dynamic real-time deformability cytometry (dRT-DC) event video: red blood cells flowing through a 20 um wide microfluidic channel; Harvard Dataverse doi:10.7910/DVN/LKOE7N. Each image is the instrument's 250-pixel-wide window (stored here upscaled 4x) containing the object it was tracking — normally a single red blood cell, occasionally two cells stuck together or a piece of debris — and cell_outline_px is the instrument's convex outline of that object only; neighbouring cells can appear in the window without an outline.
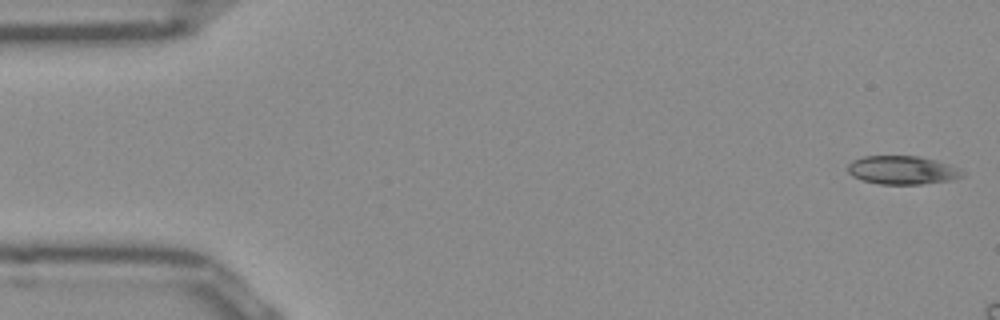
{"species": "Egyptian fruit bat (a non-hibernating species)", "species_latin": "Rousettus aegyptiacus", "temperature_condition": "room temperature", "stored_images_in_passage": 8, "camera_frame_rate_fps": 3000, "um_per_image_px": 0.085, "frame": {"image": 1, "passage_image": 1, "time_ms": 0.0, "image_size_px": [1000, 320], "cell_outline_px": [[964, 176], [948, 180], [920, 184], [880, 184], [864, 180], [852, 176], [848, 172], [848, 164], [852, 160], [864, 156], [920, 156], [936, 160], [960, 168], [964, 172]], "centroid_in_image_um": [76.7, 14.45], "position_along_channel_um": 8.3, "area_um2": 18.96}}